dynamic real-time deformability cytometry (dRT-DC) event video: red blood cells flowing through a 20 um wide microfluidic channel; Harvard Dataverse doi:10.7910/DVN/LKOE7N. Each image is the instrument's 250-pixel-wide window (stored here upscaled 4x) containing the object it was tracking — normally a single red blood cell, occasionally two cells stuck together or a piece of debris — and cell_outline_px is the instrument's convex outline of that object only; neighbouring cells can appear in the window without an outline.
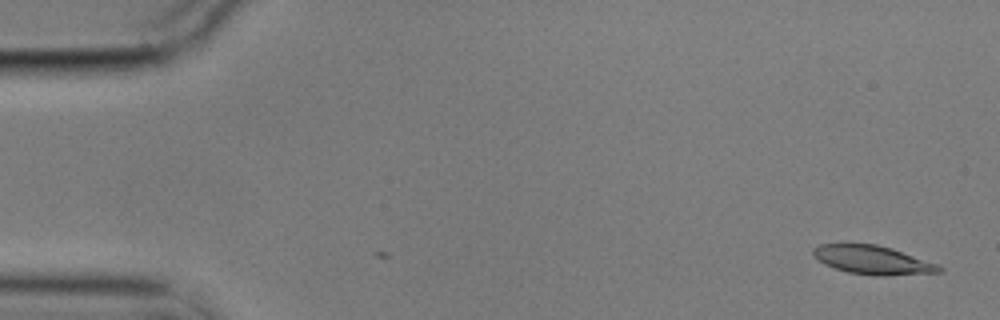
{"species": "common noctule bat (a hibernating species)", "species_latin": "Nyctalus noctula", "temperature_condition": "cold", "stored_images_in_passage": 2, "camera_frame_rate_fps": 3000, "um_per_image_px": 0.085, "animal": {"sex": "male", "body_mass_g": 17.9}, "frame": {"image": 1, "passage_image": 2, "time_ms": 0.333, "image_size_px": [1000, 320], "cell_outline_px": [[944, 268], [940, 272], [848, 272], [836, 268], [820, 260], [812, 252], [812, 248], [820, 244], [876, 244], [892, 248], [936, 264]], "centroid_in_image_um": [74.09, 22.01], "position_along_channel_um": 10.9, "area_um2": 19.19}}